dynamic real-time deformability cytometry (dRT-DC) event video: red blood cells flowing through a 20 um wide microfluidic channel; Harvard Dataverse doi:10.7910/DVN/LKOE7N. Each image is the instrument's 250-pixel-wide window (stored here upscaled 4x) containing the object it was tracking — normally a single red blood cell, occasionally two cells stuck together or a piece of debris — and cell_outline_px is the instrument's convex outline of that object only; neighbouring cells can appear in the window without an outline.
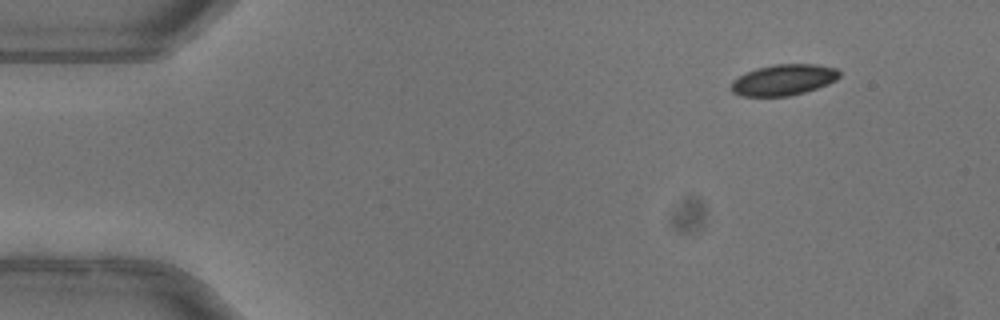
{"species": "common noctule bat (a hibernating species)", "species_latin": "Nyctalus noctula", "temperature_condition": "warm", "stored_images_in_passage": 47, "camera_frame_rate_fps": 3000, "um_per_image_px": 0.085, "animal": {"sex": "female"}, "frame": {"image": 1, "passage_image": 1, "time_ms": 0.0, "image_size_px": [1000, 320], "cell_outline_px": [[840, 76], [836, 80], [828, 84], [804, 92], [788, 96], [740, 96], [732, 92], [732, 80], [756, 68], [776, 64], [816, 64], [836, 68], [840, 72]], "centroid_in_image_um": [66.62, 6.79], "position_along_channel_um": 18.4, "area_um2": 19.42}}
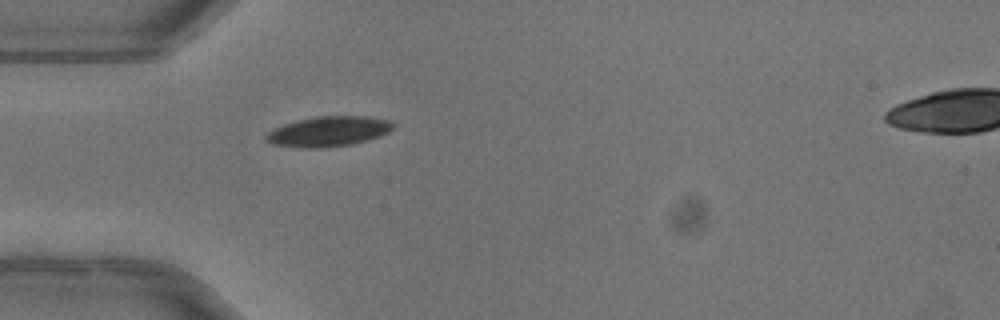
{"frame": {"image": 2, "passage_image": 11, "time_ms": 3.333, "image_size_px": [1000, 320], "cell_outline_px": [[396, 124], [388, 132], [380, 136], [352, 144], [320, 148], [304, 148], [272, 144], [264, 140], [264, 136], [272, 128], [296, 120], [316, 116], [368, 116], [392, 120]], "centroid_in_image_um": [27.91, 11.16], "position_along_channel_um": 57.1, "area_um2": 22.54}}
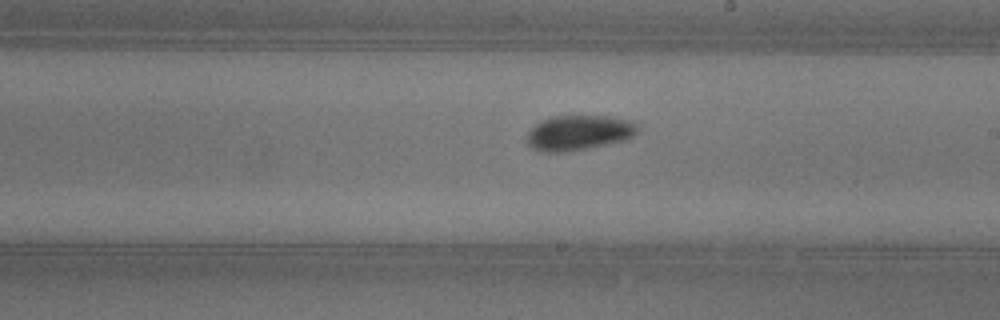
{"frame": {"image": 3, "passage_image": 25, "time_ms": 8.0, "image_size_px": [1000, 320], "cell_outline_px": [[640, 128], [632, 136], [624, 140], [584, 148], [560, 152], [548, 152], [532, 148], [528, 144], [528, 132], [536, 124], [552, 116], [608, 116], [632, 120], [640, 124]], "centroid_in_image_um": [49.25, 11.25], "position_along_channel_um": 239.8, "area_um2": 22.25}, "authors_computed_cell_mechanics": {"area_um2": 21.386, "velocity_mm_per_s": 4.0112, "shape_relaxation_time_tau1_ms": 4.3586, "shape_relaxation_time_tau2_ms": 2.2869, "deformation_change_tau1": 0.1146, "deformation_change_tau2": 0.0523}}